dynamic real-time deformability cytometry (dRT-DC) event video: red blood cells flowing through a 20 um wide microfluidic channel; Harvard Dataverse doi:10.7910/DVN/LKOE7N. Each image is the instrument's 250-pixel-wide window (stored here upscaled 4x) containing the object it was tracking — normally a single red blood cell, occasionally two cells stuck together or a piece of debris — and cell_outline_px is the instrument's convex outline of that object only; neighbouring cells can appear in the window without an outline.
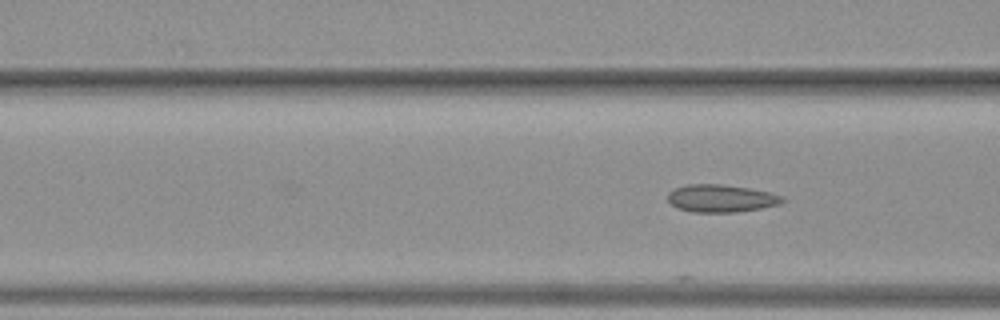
{"species": "common noctule bat (a hibernating species)", "species_latin": "Nyctalus noctula", "temperature_condition": "warm", "stored_images_in_passage": 9, "camera_frame_rate_fps": 3000, "um_per_image_px": 0.085, "animal": {"sex": "female", "body_mass_g": 19.3, "forearm_length_mm": 54.1}, "frame": {"image": 1, "passage_image": 5, "time_ms": 1.333, "image_size_px": [1000, 320], "cell_outline_px": [[784, 200], [780, 204], [760, 208], [736, 212], [692, 212], [676, 208], [668, 200], [668, 192], [676, 188], [688, 184], [724, 184], [748, 188], [768, 192], [784, 196]], "centroid_in_image_um": [61.28, 16.86], "position_along_channel_um": 105.3, "area_um2": 18.38}}